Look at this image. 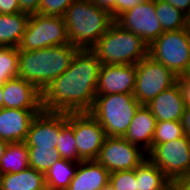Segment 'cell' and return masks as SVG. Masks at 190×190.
I'll list each match as a JSON object with an SVG mask.
<instances>
[{"label":"cell","mask_w":190,"mask_h":190,"mask_svg":"<svg viewBox=\"0 0 190 190\" xmlns=\"http://www.w3.org/2000/svg\"><path fill=\"white\" fill-rule=\"evenodd\" d=\"M109 185L114 190H137L136 168L110 173Z\"/></svg>","instance_id":"f546056e"},{"label":"cell","mask_w":190,"mask_h":190,"mask_svg":"<svg viewBox=\"0 0 190 190\" xmlns=\"http://www.w3.org/2000/svg\"><path fill=\"white\" fill-rule=\"evenodd\" d=\"M133 95L141 105H147L160 92L177 83V76L149 55L136 64Z\"/></svg>","instance_id":"ba28073f"},{"label":"cell","mask_w":190,"mask_h":190,"mask_svg":"<svg viewBox=\"0 0 190 190\" xmlns=\"http://www.w3.org/2000/svg\"><path fill=\"white\" fill-rule=\"evenodd\" d=\"M148 47L140 36L114 21L90 50L102 64L132 65L148 56Z\"/></svg>","instance_id":"277c9868"},{"label":"cell","mask_w":190,"mask_h":190,"mask_svg":"<svg viewBox=\"0 0 190 190\" xmlns=\"http://www.w3.org/2000/svg\"><path fill=\"white\" fill-rule=\"evenodd\" d=\"M158 121H181L185 104L178 83L160 92L146 105Z\"/></svg>","instance_id":"e0dca14e"},{"label":"cell","mask_w":190,"mask_h":190,"mask_svg":"<svg viewBox=\"0 0 190 190\" xmlns=\"http://www.w3.org/2000/svg\"><path fill=\"white\" fill-rule=\"evenodd\" d=\"M44 190H55V189H50V188L46 187Z\"/></svg>","instance_id":"bcb514c9"},{"label":"cell","mask_w":190,"mask_h":190,"mask_svg":"<svg viewBox=\"0 0 190 190\" xmlns=\"http://www.w3.org/2000/svg\"><path fill=\"white\" fill-rule=\"evenodd\" d=\"M78 163L63 159L57 160L44 174L46 187L55 190H66L75 176Z\"/></svg>","instance_id":"603a6c76"},{"label":"cell","mask_w":190,"mask_h":190,"mask_svg":"<svg viewBox=\"0 0 190 190\" xmlns=\"http://www.w3.org/2000/svg\"><path fill=\"white\" fill-rule=\"evenodd\" d=\"M3 99H4L3 84H0V109L3 108Z\"/></svg>","instance_id":"b9f144b4"},{"label":"cell","mask_w":190,"mask_h":190,"mask_svg":"<svg viewBox=\"0 0 190 190\" xmlns=\"http://www.w3.org/2000/svg\"><path fill=\"white\" fill-rule=\"evenodd\" d=\"M147 156L170 181L189 175L190 140L186 136L152 144Z\"/></svg>","instance_id":"9c48e42d"},{"label":"cell","mask_w":190,"mask_h":190,"mask_svg":"<svg viewBox=\"0 0 190 190\" xmlns=\"http://www.w3.org/2000/svg\"><path fill=\"white\" fill-rule=\"evenodd\" d=\"M44 173L31 167L22 172L0 175V190H44Z\"/></svg>","instance_id":"44dd1931"},{"label":"cell","mask_w":190,"mask_h":190,"mask_svg":"<svg viewBox=\"0 0 190 190\" xmlns=\"http://www.w3.org/2000/svg\"><path fill=\"white\" fill-rule=\"evenodd\" d=\"M3 107L10 109L43 110L42 92L20 77L3 84Z\"/></svg>","instance_id":"9a60e30c"},{"label":"cell","mask_w":190,"mask_h":190,"mask_svg":"<svg viewBox=\"0 0 190 190\" xmlns=\"http://www.w3.org/2000/svg\"><path fill=\"white\" fill-rule=\"evenodd\" d=\"M70 44L63 16L32 14L18 49L39 50Z\"/></svg>","instance_id":"52a82bcc"},{"label":"cell","mask_w":190,"mask_h":190,"mask_svg":"<svg viewBox=\"0 0 190 190\" xmlns=\"http://www.w3.org/2000/svg\"><path fill=\"white\" fill-rule=\"evenodd\" d=\"M156 124L157 120L150 109L141 105L133 116L124 138L148 153L152 149Z\"/></svg>","instance_id":"d6986e66"},{"label":"cell","mask_w":190,"mask_h":190,"mask_svg":"<svg viewBox=\"0 0 190 190\" xmlns=\"http://www.w3.org/2000/svg\"><path fill=\"white\" fill-rule=\"evenodd\" d=\"M189 176H190V158H189Z\"/></svg>","instance_id":"f6af8a7d"},{"label":"cell","mask_w":190,"mask_h":190,"mask_svg":"<svg viewBox=\"0 0 190 190\" xmlns=\"http://www.w3.org/2000/svg\"><path fill=\"white\" fill-rule=\"evenodd\" d=\"M19 50L15 47H0V84L18 77Z\"/></svg>","instance_id":"83f0119b"},{"label":"cell","mask_w":190,"mask_h":190,"mask_svg":"<svg viewBox=\"0 0 190 190\" xmlns=\"http://www.w3.org/2000/svg\"><path fill=\"white\" fill-rule=\"evenodd\" d=\"M169 190H190V176L173 179L169 182Z\"/></svg>","instance_id":"e575fe53"},{"label":"cell","mask_w":190,"mask_h":190,"mask_svg":"<svg viewBox=\"0 0 190 190\" xmlns=\"http://www.w3.org/2000/svg\"><path fill=\"white\" fill-rule=\"evenodd\" d=\"M177 83L179 85L185 107H190V80H179L177 78Z\"/></svg>","instance_id":"d590c367"},{"label":"cell","mask_w":190,"mask_h":190,"mask_svg":"<svg viewBox=\"0 0 190 190\" xmlns=\"http://www.w3.org/2000/svg\"><path fill=\"white\" fill-rule=\"evenodd\" d=\"M21 12L18 0H0V14Z\"/></svg>","instance_id":"836d02e7"},{"label":"cell","mask_w":190,"mask_h":190,"mask_svg":"<svg viewBox=\"0 0 190 190\" xmlns=\"http://www.w3.org/2000/svg\"><path fill=\"white\" fill-rule=\"evenodd\" d=\"M145 0H123V13L129 9L136 7Z\"/></svg>","instance_id":"f35d334b"},{"label":"cell","mask_w":190,"mask_h":190,"mask_svg":"<svg viewBox=\"0 0 190 190\" xmlns=\"http://www.w3.org/2000/svg\"><path fill=\"white\" fill-rule=\"evenodd\" d=\"M137 190H169L170 180L149 159L136 168Z\"/></svg>","instance_id":"7402d4cb"},{"label":"cell","mask_w":190,"mask_h":190,"mask_svg":"<svg viewBox=\"0 0 190 190\" xmlns=\"http://www.w3.org/2000/svg\"><path fill=\"white\" fill-rule=\"evenodd\" d=\"M101 9L107 10L115 21L123 13V0H91Z\"/></svg>","instance_id":"1f68e13d"},{"label":"cell","mask_w":190,"mask_h":190,"mask_svg":"<svg viewBox=\"0 0 190 190\" xmlns=\"http://www.w3.org/2000/svg\"><path fill=\"white\" fill-rule=\"evenodd\" d=\"M155 11L164 32L187 28V16L164 0H155Z\"/></svg>","instance_id":"484cf974"},{"label":"cell","mask_w":190,"mask_h":190,"mask_svg":"<svg viewBox=\"0 0 190 190\" xmlns=\"http://www.w3.org/2000/svg\"><path fill=\"white\" fill-rule=\"evenodd\" d=\"M171 6L176 7L187 17L190 15V0H164Z\"/></svg>","instance_id":"8d00e7d4"},{"label":"cell","mask_w":190,"mask_h":190,"mask_svg":"<svg viewBox=\"0 0 190 190\" xmlns=\"http://www.w3.org/2000/svg\"><path fill=\"white\" fill-rule=\"evenodd\" d=\"M41 0H18L21 12L29 15L39 14V5Z\"/></svg>","instance_id":"d6a6232c"},{"label":"cell","mask_w":190,"mask_h":190,"mask_svg":"<svg viewBox=\"0 0 190 190\" xmlns=\"http://www.w3.org/2000/svg\"><path fill=\"white\" fill-rule=\"evenodd\" d=\"M73 133L78 156L82 160H96L106 138L100 123L89 112L73 113Z\"/></svg>","instance_id":"7c38bea8"},{"label":"cell","mask_w":190,"mask_h":190,"mask_svg":"<svg viewBox=\"0 0 190 190\" xmlns=\"http://www.w3.org/2000/svg\"><path fill=\"white\" fill-rule=\"evenodd\" d=\"M42 110L0 109V140L24 142L32 120Z\"/></svg>","instance_id":"2e32d148"},{"label":"cell","mask_w":190,"mask_h":190,"mask_svg":"<svg viewBox=\"0 0 190 190\" xmlns=\"http://www.w3.org/2000/svg\"><path fill=\"white\" fill-rule=\"evenodd\" d=\"M75 0H41L39 14L51 16H64L67 8Z\"/></svg>","instance_id":"4dcf8cb0"},{"label":"cell","mask_w":190,"mask_h":190,"mask_svg":"<svg viewBox=\"0 0 190 190\" xmlns=\"http://www.w3.org/2000/svg\"><path fill=\"white\" fill-rule=\"evenodd\" d=\"M19 50V74L41 92L69 68L79 48L72 44L39 50Z\"/></svg>","instance_id":"7a4b0ae2"},{"label":"cell","mask_w":190,"mask_h":190,"mask_svg":"<svg viewBox=\"0 0 190 190\" xmlns=\"http://www.w3.org/2000/svg\"><path fill=\"white\" fill-rule=\"evenodd\" d=\"M141 104L134 95H97L89 113L100 123L106 136L124 137Z\"/></svg>","instance_id":"5b68a950"},{"label":"cell","mask_w":190,"mask_h":190,"mask_svg":"<svg viewBox=\"0 0 190 190\" xmlns=\"http://www.w3.org/2000/svg\"><path fill=\"white\" fill-rule=\"evenodd\" d=\"M61 131V112L42 110L32 120L24 143L27 147L56 148Z\"/></svg>","instance_id":"4fadbf2b"},{"label":"cell","mask_w":190,"mask_h":190,"mask_svg":"<svg viewBox=\"0 0 190 190\" xmlns=\"http://www.w3.org/2000/svg\"><path fill=\"white\" fill-rule=\"evenodd\" d=\"M7 146H8V142H6L4 140H0V162H1L3 155L5 154Z\"/></svg>","instance_id":"60d3db41"},{"label":"cell","mask_w":190,"mask_h":190,"mask_svg":"<svg viewBox=\"0 0 190 190\" xmlns=\"http://www.w3.org/2000/svg\"><path fill=\"white\" fill-rule=\"evenodd\" d=\"M27 149L29 155V167L44 174L57 160L61 159L57 148L27 147Z\"/></svg>","instance_id":"4316f807"},{"label":"cell","mask_w":190,"mask_h":190,"mask_svg":"<svg viewBox=\"0 0 190 190\" xmlns=\"http://www.w3.org/2000/svg\"><path fill=\"white\" fill-rule=\"evenodd\" d=\"M63 17L68 40L79 49H91L114 22L107 10L91 0H75Z\"/></svg>","instance_id":"3957f363"},{"label":"cell","mask_w":190,"mask_h":190,"mask_svg":"<svg viewBox=\"0 0 190 190\" xmlns=\"http://www.w3.org/2000/svg\"><path fill=\"white\" fill-rule=\"evenodd\" d=\"M179 80H190V62L187 64L185 71L181 76L178 77Z\"/></svg>","instance_id":"ab89813d"},{"label":"cell","mask_w":190,"mask_h":190,"mask_svg":"<svg viewBox=\"0 0 190 190\" xmlns=\"http://www.w3.org/2000/svg\"><path fill=\"white\" fill-rule=\"evenodd\" d=\"M29 167L28 149L24 142L8 143L0 162V175L22 172Z\"/></svg>","instance_id":"d4e9b609"},{"label":"cell","mask_w":190,"mask_h":190,"mask_svg":"<svg viewBox=\"0 0 190 190\" xmlns=\"http://www.w3.org/2000/svg\"><path fill=\"white\" fill-rule=\"evenodd\" d=\"M101 190H114L109 184L103 187Z\"/></svg>","instance_id":"ee69618b"},{"label":"cell","mask_w":190,"mask_h":190,"mask_svg":"<svg viewBox=\"0 0 190 190\" xmlns=\"http://www.w3.org/2000/svg\"><path fill=\"white\" fill-rule=\"evenodd\" d=\"M101 65L90 49H79L69 68L43 90V110L63 113L89 112L97 96Z\"/></svg>","instance_id":"6da1fadb"},{"label":"cell","mask_w":190,"mask_h":190,"mask_svg":"<svg viewBox=\"0 0 190 190\" xmlns=\"http://www.w3.org/2000/svg\"><path fill=\"white\" fill-rule=\"evenodd\" d=\"M181 123L184 129V135L190 140V107H185Z\"/></svg>","instance_id":"74e56055"},{"label":"cell","mask_w":190,"mask_h":190,"mask_svg":"<svg viewBox=\"0 0 190 190\" xmlns=\"http://www.w3.org/2000/svg\"><path fill=\"white\" fill-rule=\"evenodd\" d=\"M76 144L73 133V113L61 112V131L59 132V140L56 147L61 158L77 163L83 161L78 156Z\"/></svg>","instance_id":"cb8c5ba5"},{"label":"cell","mask_w":190,"mask_h":190,"mask_svg":"<svg viewBox=\"0 0 190 190\" xmlns=\"http://www.w3.org/2000/svg\"><path fill=\"white\" fill-rule=\"evenodd\" d=\"M109 177L110 172L97 160H83L66 190H101L109 184Z\"/></svg>","instance_id":"ac0fdd59"},{"label":"cell","mask_w":190,"mask_h":190,"mask_svg":"<svg viewBox=\"0 0 190 190\" xmlns=\"http://www.w3.org/2000/svg\"><path fill=\"white\" fill-rule=\"evenodd\" d=\"M187 29H188L189 34H190V15L187 17Z\"/></svg>","instance_id":"7bdbcfd3"},{"label":"cell","mask_w":190,"mask_h":190,"mask_svg":"<svg viewBox=\"0 0 190 190\" xmlns=\"http://www.w3.org/2000/svg\"><path fill=\"white\" fill-rule=\"evenodd\" d=\"M136 71V64H102L97 82V95H107L112 93L133 95Z\"/></svg>","instance_id":"5bb4252c"},{"label":"cell","mask_w":190,"mask_h":190,"mask_svg":"<svg viewBox=\"0 0 190 190\" xmlns=\"http://www.w3.org/2000/svg\"><path fill=\"white\" fill-rule=\"evenodd\" d=\"M115 22L140 36L148 46L164 32L155 11V0L143 1L122 13Z\"/></svg>","instance_id":"8fae6325"},{"label":"cell","mask_w":190,"mask_h":190,"mask_svg":"<svg viewBox=\"0 0 190 190\" xmlns=\"http://www.w3.org/2000/svg\"><path fill=\"white\" fill-rule=\"evenodd\" d=\"M148 55L177 77L190 62V34L187 28L163 32L148 47Z\"/></svg>","instance_id":"8992f818"},{"label":"cell","mask_w":190,"mask_h":190,"mask_svg":"<svg viewBox=\"0 0 190 190\" xmlns=\"http://www.w3.org/2000/svg\"><path fill=\"white\" fill-rule=\"evenodd\" d=\"M146 158L147 152L124 137L106 136L96 160L112 173L135 169Z\"/></svg>","instance_id":"30bf717a"},{"label":"cell","mask_w":190,"mask_h":190,"mask_svg":"<svg viewBox=\"0 0 190 190\" xmlns=\"http://www.w3.org/2000/svg\"><path fill=\"white\" fill-rule=\"evenodd\" d=\"M184 136L181 121H158L153 136V144H162Z\"/></svg>","instance_id":"f1b7e54d"},{"label":"cell","mask_w":190,"mask_h":190,"mask_svg":"<svg viewBox=\"0 0 190 190\" xmlns=\"http://www.w3.org/2000/svg\"><path fill=\"white\" fill-rule=\"evenodd\" d=\"M29 14H0V47L18 48L25 33Z\"/></svg>","instance_id":"ffe728a7"}]
</instances>
